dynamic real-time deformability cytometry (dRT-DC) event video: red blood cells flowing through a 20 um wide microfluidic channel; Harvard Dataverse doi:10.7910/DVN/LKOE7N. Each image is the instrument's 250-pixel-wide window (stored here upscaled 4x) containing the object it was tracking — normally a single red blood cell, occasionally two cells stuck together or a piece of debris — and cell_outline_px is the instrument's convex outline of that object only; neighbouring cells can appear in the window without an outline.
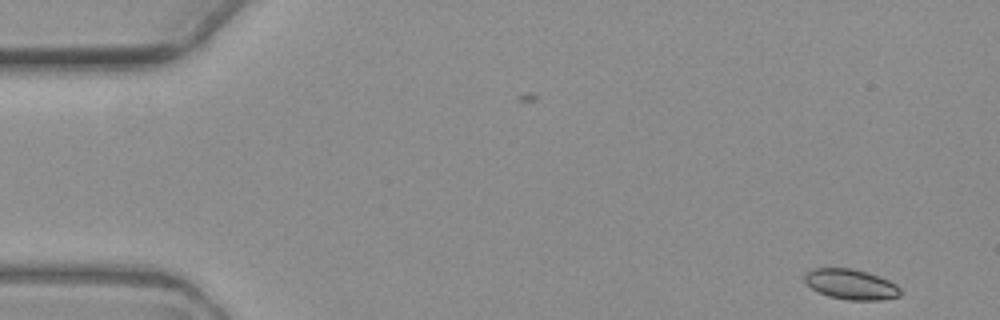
{"species": "common noctule bat (a hibernating species)", "species_latin": "Nyctalus noctula", "temperature_condition": "warm", "stored_images_in_passage": 5, "segment_of_instrument_passage": [2, 2], "camera_frame_rate_fps": 3000, "um_per_image_px": 0.085, "animal": {"sex": "female", "body_mass_g": 19.3, "forearm_length_mm": 54.1}, "frame": {"image": 1, "passage_image": 5, "time_ms": 6.0, "image_size_px": [1000, 320], "cell_outline_px": [[900, 296], [880, 300], [848, 300], [828, 296], [812, 288], [804, 280], [804, 276], [812, 268], [852, 268], [868, 272], [880, 276], [896, 284], [900, 288]], "centroid_in_image_um": [72.35, 24.16], "position_along_channel_um": 12.7, "area_um2": 16.88}}